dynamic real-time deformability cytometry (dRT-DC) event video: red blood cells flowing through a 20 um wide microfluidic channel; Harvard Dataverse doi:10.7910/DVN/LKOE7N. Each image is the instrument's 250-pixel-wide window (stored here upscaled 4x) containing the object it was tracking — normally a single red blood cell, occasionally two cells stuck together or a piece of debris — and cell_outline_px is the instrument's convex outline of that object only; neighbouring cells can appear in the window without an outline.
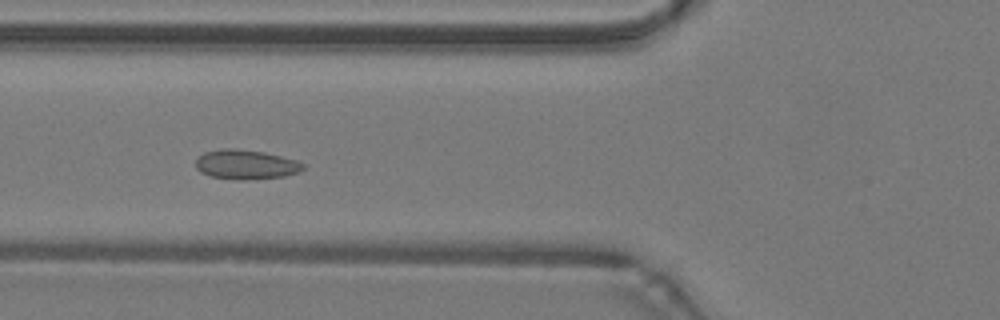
{"species": "common noctule bat (a hibernating species)", "species_latin": "Nyctalus noctula", "temperature_condition": "warm", "stored_images_in_passage": 36, "camera_frame_rate_fps": 3000, "um_per_image_px": 0.085, "animal": {"sex": "male", "body_mass_g": 19.2, "forearm_length_mm": 51.8}, "frame": {"image": 1, "passage_image": 8, "time_ms": 2.333, "image_size_px": [1000, 320], "cell_outline_px": [[304, 168], [300, 172], [284, 176], [244, 180], [236, 180], [212, 176], [200, 172], [196, 168], [196, 160], [204, 152], [220, 148], [232, 148], [264, 152], [296, 160], [304, 164]], "centroid_in_image_um": [20.89, 13.98], "position_along_channel_um": 104.9, "area_um2": 18.44}}
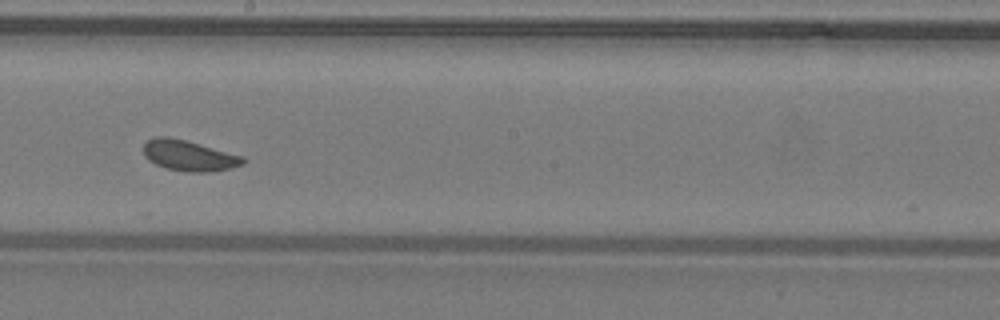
{"frame": {"image": 2, "passage_image": 17, "time_ms": 5.333, "image_size_px": [1000, 320], "cell_outline_px": [[248, 160], [244, 164], [228, 168], [208, 172], [188, 172], [168, 168], [156, 164], [148, 160], [144, 156], [144, 144], [152, 136], [168, 136], [200, 144], [244, 156]], "centroid_in_image_um": [16.07, 13.21], "position_along_channel_um": 232.1, "area_um2": 17.74}}
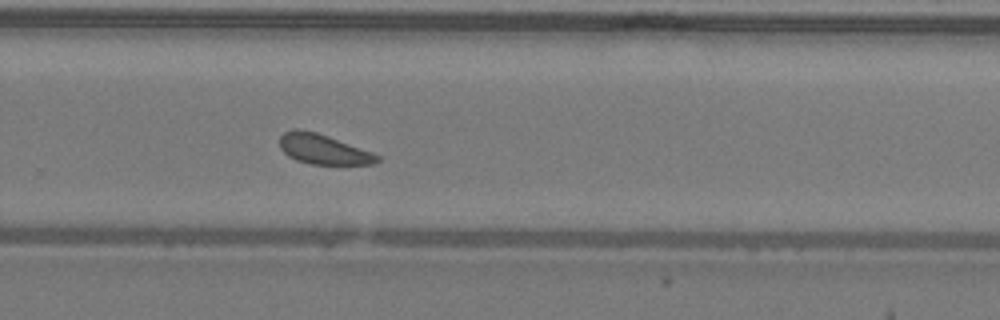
{"frame": {"image": 3, "passage_image": 22, "time_ms": 7.0, "image_size_px": [1000, 320], "cell_outline_px": [[380, 160], [372, 164], [312, 164], [296, 160], [288, 156], [280, 148], [280, 136], [284, 132], [296, 128], [300, 128], [316, 132], [328, 136], [372, 152], [380, 156]], "centroid_in_image_um": [27.45, 12.68], "position_along_channel_um": 302.3, "area_um2": 16.94}, "authors_computed_cell_mechanics": {"area_um2": 17.34, "velocity_mm_per_s": 4.2348, "shape_relaxation_time_tau1_ms": 2.1197, "shape_relaxation_time_tau2_ms": null, "deformation_change_tau1": 0.0407, "deformation_change_tau2": null}}